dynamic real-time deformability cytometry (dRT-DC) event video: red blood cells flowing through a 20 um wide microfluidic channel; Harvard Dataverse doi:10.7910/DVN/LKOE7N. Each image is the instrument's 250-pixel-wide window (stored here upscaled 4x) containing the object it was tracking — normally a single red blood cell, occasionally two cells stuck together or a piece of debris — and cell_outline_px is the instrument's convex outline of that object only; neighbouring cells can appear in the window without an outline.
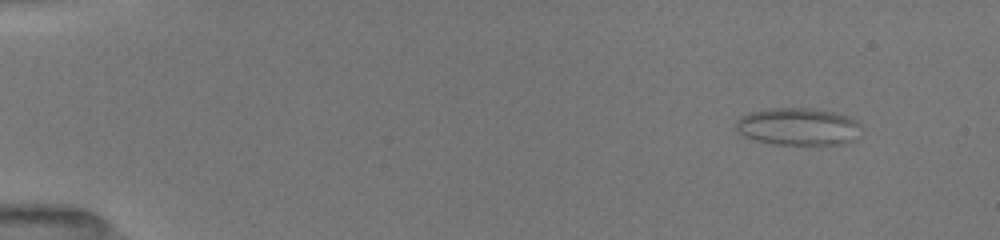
{"species": "common noctule bat (a hibernating species)", "species_latin": "Nyctalus noctula", "temperature_condition": "room temperature", "stored_images_in_passage": 35, "camera_frame_rate_fps": 3000, "um_per_image_px": 0.085, "animal": {"sex": "female", "body_mass_g": 19.5, "forearm_length_mm": 54.1}, "frame": {"image": 1, "passage_image": 2, "time_ms": 0.667, "image_size_px": [1000, 240], "cell_outline_px": [[860, 136], [844, 144], [776, 144], [756, 140], [744, 136], [736, 132], [736, 120], [740, 116], [748, 112], [772, 108], [808, 108], [832, 112], [856, 120], [860, 124]], "centroid_in_image_um": [67.81, 10.76], "position_along_channel_um": 17.2, "area_um2": 27.28}}
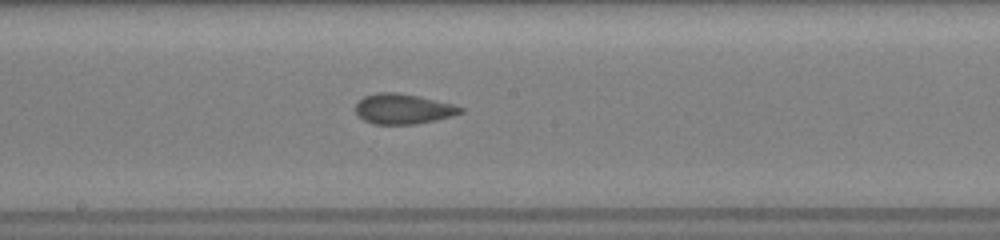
{"frame": {"image": 2, "passage_image": 20, "time_ms": 8.667, "image_size_px": [1000, 240], "cell_outline_px": [[464, 112], [452, 116], [436, 120], [416, 124], [372, 124], [356, 116], [356, 104], [364, 96], [376, 92], [396, 92], [420, 96], [452, 104], [464, 108]], "centroid_in_image_um": [34.25, 9.26], "position_along_channel_um": 213.9, "area_um2": 18.61}}
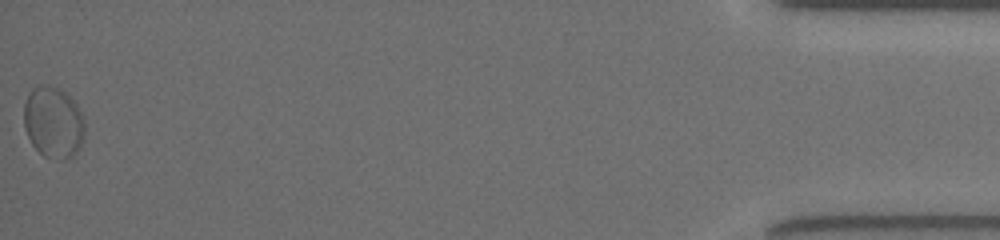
{"frame": {"image": 3, "passage_image": 35, "time_ms": 16.333, "image_size_px": [1000, 240], "cell_outline_px": [[84, 140], [76, 152], [72, 156], [64, 160], [60, 160], [44, 156], [32, 144], [28, 136], [24, 124], [24, 104], [28, 92], [32, 88], [40, 84], [48, 84], [64, 92], [76, 104], [84, 116]], "centroid_in_image_um": [4.53, 10.39], "position_along_channel_um": 430.7, "area_um2": 25.43}, "authors_computed_cell_mechanics": {"area_um2": 19.0162, "velocity_mm_per_s": 3.9742, "shape_relaxation_time_tau1_ms": 4.2502, "shape_relaxation_time_tau2_ms": 1.97, "deformation_change_tau1": 0.0697, "deformation_change_tau2": 0.0668}}